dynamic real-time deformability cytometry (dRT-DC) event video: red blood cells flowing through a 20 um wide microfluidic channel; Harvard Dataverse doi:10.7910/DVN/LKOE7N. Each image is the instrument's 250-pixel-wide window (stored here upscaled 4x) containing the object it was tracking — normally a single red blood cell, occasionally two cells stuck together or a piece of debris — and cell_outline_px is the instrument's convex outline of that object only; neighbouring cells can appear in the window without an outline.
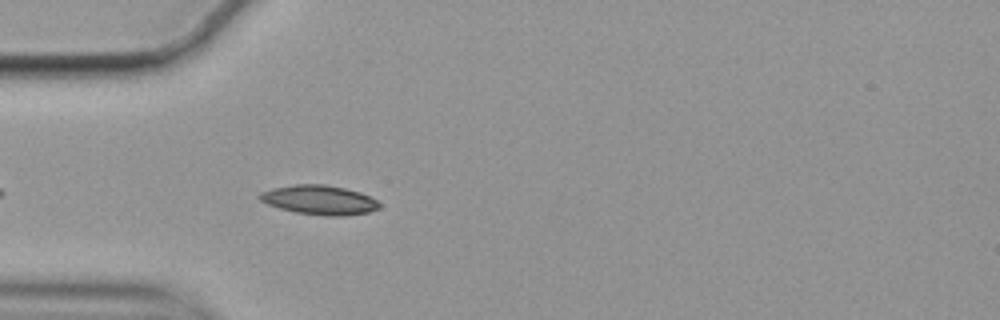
{"species": "common noctule bat (a hibernating species)", "species_latin": "Nyctalus noctula", "temperature_condition": "cold", "stored_images_in_passage": 46, "camera_frame_rate_fps": 3000, "um_per_image_px": 0.085, "animal": {"sex": "female", "body_mass_g": 19.9}, "frame": {"image": 1, "passage_image": 6, "time_ms": 1.667, "image_size_px": [1000, 320], "cell_outline_px": [[380, 208], [368, 212], [344, 216], [324, 216], [296, 212], [280, 208], [268, 204], [260, 200], [256, 196], [260, 192], [272, 188], [296, 184], [324, 184], [344, 188], [360, 192], [372, 196], [380, 204]], "centroid_in_image_um": [27.15, 16.99], "position_along_channel_um": 57.9, "area_um2": 20.58}}
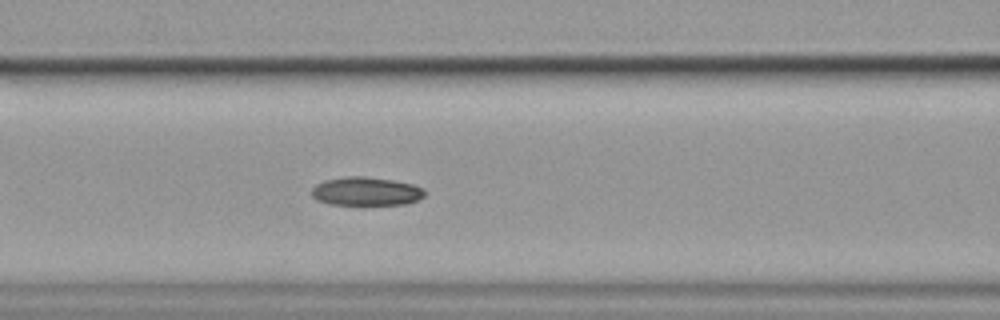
{"frame": {"image": 2, "passage_image": 13, "time_ms": 4.0, "image_size_px": [1000, 320], "cell_outline_px": [[424, 196], [408, 204], [328, 204], [316, 200], [312, 196], [312, 188], [316, 184], [324, 180], [344, 176], [364, 176], [392, 180], [412, 184], [424, 188]], "centroid_in_image_um": [31.09, 16.25], "position_along_channel_um": 135.5, "area_um2": 18.79}}
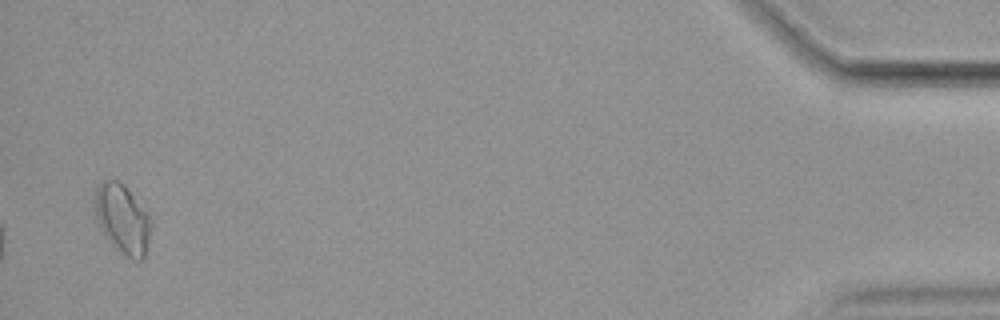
{"frame": {"image": 3, "passage_image": 45, "time_ms": 14.667, "image_size_px": [1000, 320], "cell_outline_px": [[148, 240], [144, 260], [132, 260], [116, 248], [104, 236], [96, 220], [96, 188], [104, 180], [116, 180], [124, 184], [128, 188], [148, 216]], "centroid_in_image_um": [10.38, 18.63], "position_along_channel_um": 424.8, "area_um2": 21.96}, "authors_computed_cell_mechanics": {"area_um2": 18.9295, "velocity_mm_per_s": 3.4955, "shape_relaxation_time_tau1_ms": 3.2403, "shape_relaxation_time_tau2_ms": 8.3416, "deformation_change_tau1": 0.1136, "deformation_change_tau2": 0.0771}}